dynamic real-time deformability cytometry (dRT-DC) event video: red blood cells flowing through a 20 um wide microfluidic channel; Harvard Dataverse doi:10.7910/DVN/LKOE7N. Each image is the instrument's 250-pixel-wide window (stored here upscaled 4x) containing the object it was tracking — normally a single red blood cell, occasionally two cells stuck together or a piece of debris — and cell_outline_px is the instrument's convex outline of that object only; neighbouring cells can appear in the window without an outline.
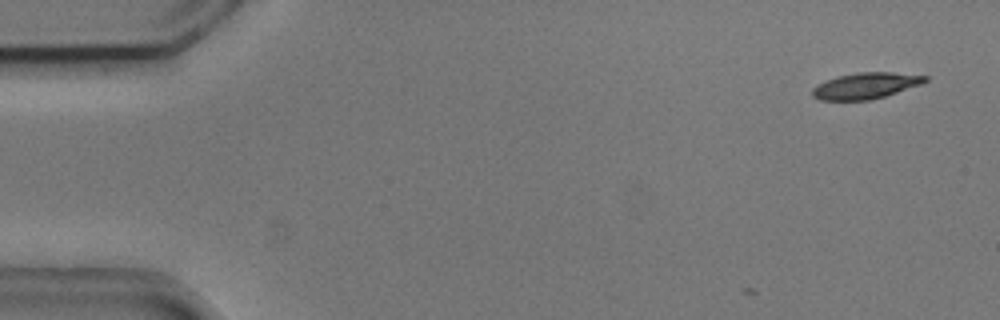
{"species": "common noctule bat (a hibernating species)", "species_latin": "Nyctalus noctula", "temperature_condition": "cold", "stored_images_in_passage": 3, "camera_frame_rate_fps": 3000, "um_per_image_px": 0.085, "animal": {"sex": "male", "body_mass_g": 20.5, "forearm_length_mm": 52.5}, "frame": {"image": 1, "passage_image": 3, "time_ms": 0.667, "image_size_px": [1000, 320], "cell_outline_px": [[928, 80], [920, 84], [872, 100], [820, 100], [812, 96], [812, 88], [816, 84], [836, 76], [860, 72], [892, 72], [928, 76]], "centroid_in_image_um": [73.53, 7.28], "position_along_channel_um": 11.5, "area_um2": 17.11}}